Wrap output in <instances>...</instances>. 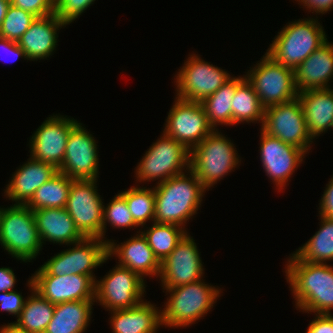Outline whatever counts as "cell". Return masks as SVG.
Here are the masks:
<instances>
[{"label":"cell","instance_id":"cell-2","mask_svg":"<svg viewBox=\"0 0 333 333\" xmlns=\"http://www.w3.org/2000/svg\"><path fill=\"white\" fill-rule=\"evenodd\" d=\"M184 171L187 174L173 176L154 187L155 223L175 224L185 228L187 221L201 207L206 189L191 169Z\"/></svg>","mask_w":333,"mask_h":333},{"label":"cell","instance_id":"cell-27","mask_svg":"<svg viewBox=\"0 0 333 333\" xmlns=\"http://www.w3.org/2000/svg\"><path fill=\"white\" fill-rule=\"evenodd\" d=\"M95 300L55 304L53 317L44 333H83L90 324Z\"/></svg>","mask_w":333,"mask_h":333},{"label":"cell","instance_id":"cell-16","mask_svg":"<svg viewBox=\"0 0 333 333\" xmlns=\"http://www.w3.org/2000/svg\"><path fill=\"white\" fill-rule=\"evenodd\" d=\"M95 138L81 123L70 131L59 172L72 180H98L99 158Z\"/></svg>","mask_w":333,"mask_h":333},{"label":"cell","instance_id":"cell-45","mask_svg":"<svg viewBox=\"0 0 333 333\" xmlns=\"http://www.w3.org/2000/svg\"><path fill=\"white\" fill-rule=\"evenodd\" d=\"M0 333H27L21 328H19L14 322L8 323L7 325H2L0 327Z\"/></svg>","mask_w":333,"mask_h":333},{"label":"cell","instance_id":"cell-24","mask_svg":"<svg viewBox=\"0 0 333 333\" xmlns=\"http://www.w3.org/2000/svg\"><path fill=\"white\" fill-rule=\"evenodd\" d=\"M42 245L44 241L73 245L85 237L76 228L66 208H45L33 211Z\"/></svg>","mask_w":333,"mask_h":333},{"label":"cell","instance_id":"cell-30","mask_svg":"<svg viewBox=\"0 0 333 333\" xmlns=\"http://www.w3.org/2000/svg\"><path fill=\"white\" fill-rule=\"evenodd\" d=\"M231 105L232 125L244 122L249 124L255 121L257 123L258 121L262 128L265 108L246 77L237 85Z\"/></svg>","mask_w":333,"mask_h":333},{"label":"cell","instance_id":"cell-1","mask_svg":"<svg viewBox=\"0 0 333 333\" xmlns=\"http://www.w3.org/2000/svg\"><path fill=\"white\" fill-rule=\"evenodd\" d=\"M296 308L302 312L331 314L333 310V266L300 261L292 254L285 266Z\"/></svg>","mask_w":333,"mask_h":333},{"label":"cell","instance_id":"cell-37","mask_svg":"<svg viewBox=\"0 0 333 333\" xmlns=\"http://www.w3.org/2000/svg\"><path fill=\"white\" fill-rule=\"evenodd\" d=\"M95 0H54V13L65 25L78 18Z\"/></svg>","mask_w":333,"mask_h":333},{"label":"cell","instance_id":"cell-12","mask_svg":"<svg viewBox=\"0 0 333 333\" xmlns=\"http://www.w3.org/2000/svg\"><path fill=\"white\" fill-rule=\"evenodd\" d=\"M73 245L72 248L52 256L41 267L49 275H85L90 276L95 281L93 269L109 259L107 242L101 238H84Z\"/></svg>","mask_w":333,"mask_h":333},{"label":"cell","instance_id":"cell-46","mask_svg":"<svg viewBox=\"0 0 333 333\" xmlns=\"http://www.w3.org/2000/svg\"><path fill=\"white\" fill-rule=\"evenodd\" d=\"M9 5H10L9 0H0V28H1L3 19L6 15Z\"/></svg>","mask_w":333,"mask_h":333},{"label":"cell","instance_id":"cell-31","mask_svg":"<svg viewBox=\"0 0 333 333\" xmlns=\"http://www.w3.org/2000/svg\"><path fill=\"white\" fill-rule=\"evenodd\" d=\"M320 229L295 253L300 261L326 263L333 261V218L323 217Z\"/></svg>","mask_w":333,"mask_h":333},{"label":"cell","instance_id":"cell-25","mask_svg":"<svg viewBox=\"0 0 333 333\" xmlns=\"http://www.w3.org/2000/svg\"><path fill=\"white\" fill-rule=\"evenodd\" d=\"M308 132L313 141L333 127V89H311L298 93Z\"/></svg>","mask_w":333,"mask_h":333},{"label":"cell","instance_id":"cell-40","mask_svg":"<svg viewBox=\"0 0 333 333\" xmlns=\"http://www.w3.org/2000/svg\"><path fill=\"white\" fill-rule=\"evenodd\" d=\"M316 317L309 324L306 333H333V315L315 314Z\"/></svg>","mask_w":333,"mask_h":333},{"label":"cell","instance_id":"cell-38","mask_svg":"<svg viewBox=\"0 0 333 333\" xmlns=\"http://www.w3.org/2000/svg\"><path fill=\"white\" fill-rule=\"evenodd\" d=\"M10 4L36 17L54 14V0H11Z\"/></svg>","mask_w":333,"mask_h":333},{"label":"cell","instance_id":"cell-20","mask_svg":"<svg viewBox=\"0 0 333 333\" xmlns=\"http://www.w3.org/2000/svg\"><path fill=\"white\" fill-rule=\"evenodd\" d=\"M129 240L116 244L114 240H108L107 255L118 257V265L127 267L137 273L142 279L145 276L160 275L161 263L155 257L153 250L149 247L143 234L137 231Z\"/></svg>","mask_w":333,"mask_h":333},{"label":"cell","instance_id":"cell-32","mask_svg":"<svg viewBox=\"0 0 333 333\" xmlns=\"http://www.w3.org/2000/svg\"><path fill=\"white\" fill-rule=\"evenodd\" d=\"M72 181L67 175L58 171L35 191L25 205L32 211L45 208H65Z\"/></svg>","mask_w":333,"mask_h":333},{"label":"cell","instance_id":"cell-19","mask_svg":"<svg viewBox=\"0 0 333 333\" xmlns=\"http://www.w3.org/2000/svg\"><path fill=\"white\" fill-rule=\"evenodd\" d=\"M34 289L52 304L95 299V281L85 275H49L42 267L31 276Z\"/></svg>","mask_w":333,"mask_h":333},{"label":"cell","instance_id":"cell-39","mask_svg":"<svg viewBox=\"0 0 333 333\" xmlns=\"http://www.w3.org/2000/svg\"><path fill=\"white\" fill-rule=\"evenodd\" d=\"M25 301L26 299L24 300L23 296L15 290L1 292L0 309L14 316L17 315L16 318H18Z\"/></svg>","mask_w":333,"mask_h":333},{"label":"cell","instance_id":"cell-3","mask_svg":"<svg viewBox=\"0 0 333 333\" xmlns=\"http://www.w3.org/2000/svg\"><path fill=\"white\" fill-rule=\"evenodd\" d=\"M166 290L170 294L161 310L162 326L188 327L201 319L214 307L221 289L199 281Z\"/></svg>","mask_w":333,"mask_h":333},{"label":"cell","instance_id":"cell-29","mask_svg":"<svg viewBox=\"0 0 333 333\" xmlns=\"http://www.w3.org/2000/svg\"><path fill=\"white\" fill-rule=\"evenodd\" d=\"M244 78L245 75H243V77H232L214 94H211L201 102L205 110L208 123L213 129H218L217 125H232L231 101L233 100L237 85Z\"/></svg>","mask_w":333,"mask_h":333},{"label":"cell","instance_id":"cell-8","mask_svg":"<svg viewBox=\"0 0 333 333\" xmlns=\"http://www.w3.org/2000/svg\"><path fill=\"white\" fill-rule=\"evenodd\" d=\"M137 181L164 182L190 169V151L164 133L154 142L135 167Z\"/></svg>","mask_w":333,"mask_h":333},{"label":"cell","instance_id":"cell-18","mask_svg":"<svg viewBox=\"0 0 333 333\" xmlns=\"http://www.w3.org/2000/svg\"><path fill=\"white\" fill-rule=\"evenodd\" d=\"M260 130V161L266 175L276 185L277 190L281 191L304 160L306 153Z\"/></svg>","mask_w":333,"mask_h":333},{"label":"cell","instance_id":"cell-17","mask_svg":"<svg viewBox=\"0 0 333 333\" xmlns=\"http://www.w3.org/2000/svg\"><path fill=\"white\" fill-rule=\"evenodd\" d=\"M195 240L187 233L162 261L159 278L163 289L199 281L204 268Z\"/></svg>","mask_w":333,"mask_h":333},{"label":"cell","instance_id":"cell-43","mask_svg":"<svg viewBox=\"0 0 333 333\" xmlns=\"http://www.w3.org/2000/svg\"><path fill=\"white\" fill-rule=\"evenodd\" d=\"M307 10L315 14H325L333 8V0H297Z\"/></svg>","mask_w":333,"mask_h":333},{"label":"cell","instance_id":"cell-4","mask_svg":"<svg viewBox=\"0 0 333 333\" xmlns=\"http://www.w3.org/2000/svg\"><path fill=\"white\" fill-rule=\"evenodd\" d=\"M326 37L317 18L291 21L278 32L266 53L276 62L295 70L327 41Z\"/></svg>","mask_w":333,"mask_h":333},{"label":"cell","instance_id":"cell-42","mask_svg":"<svg viewBox=\"0 0 333 333\" xmlns=\"http://www.w3.org/2000/svg\"><path fill=\"white\" fill-rule=\"evenodd\" d=\"M0 59L3 60L1 57L2 53H5V55L8 57H13L15 59L17 58H25V60L27 59L24 50L18 45V43L16 41H12V40H8L6 38H2L0 37ZM5 57V56H4ZM8 57V58H9ZM13 61H15L13 59Z\"/></svg>","mask_w":333,"mask_h":333},{"label":"cell","instance_id":"cell-34","mask_svg":"<svg viewBox=\"0 0 333 333\" xmlns=\"http://www.w3.org/2000/svg\"><path fill=\"white\" fill-rule=\"evenodd\" d=\"M126 199L128 209L134 222L138 226H144L149 220L154 222L155 215V191L154 188L133 186L120 192Z\"/></svg>","mask_w":333,"mask_h":333},{"label":"cell","instance_id":"cell-41","mask_svg":"<svg viewBox=\"0 0 333 333\" xmlns=\"http://www.w3.org/2000/svg\"><path fill=\"white\" fill-rule=\"evenodd\" d=\"M326 186L319 203V214L323 217L333 218V176Z\"/></svg>","mask_w":333,"mask_h":333},{"label":"cell","instance_id":"cell-44","mask_svg":"<svg viewBox=\"0 0 333 333\" xmlns=\"http://www.w3.org/2000/svg\"><path fill=\"white\" fill-rule=\"evenodd\" d=\"M16 277L13 270L9 267L0 268V292L14 290Z\"/></svg>","mask_w":333,"mask_h":333},{"label":"cell","instance_id":"cell-28","mask_svg":"<svg viewBox=\"0 0 333 333\" xmlns=\"http://www.w3.org/2000/svg\"><path fill=\"white\" fill-rule=\"evenodd\" d=\"M30 278L27 282L32 295L26 299L21 314L14 323L27 333H44L53 317L55 304L34 289L33 279Z\"/></svg>","mask_w":333,"mask_h":333},{"label":"cell","instance_id":"cell-33","mask_svg":"<svg viewBox=\"0 0 333 333\" xmlns=\"http://www.w3.org/2000/svg\"><path fill=\"white\" fill-rule=\"evenodd\" d=\"M147 230L140 231L160 263L175 249V246L188 233L175 224L155 223Z\"/></svg>","mask_w":333,"mask_h":333},{"label":"cell","instance_id":"cell-14","mask_svg":"<svg viewBox=\"0 0 333 333\" xmlns=\"http://www.w3.org/2000/svg\"><path fill=\"white\" fill-rule=\"evenodd\" d=\"M163 133L181 143L189 151L214 129L210 126L200 102L175 98L168 113Z\"/></svg>","mask_w":333,"mask_h":333},{"label":"cell","instance_id":"cell-9","mask_svg":"<svg viewBox=\"0 0 333 333\" xmlns=\"http://www.w3.org/2000/svg\"><path fill=\"white\" fill-rule=\"evenodd\" d=\"M176 97L193 102H202L214 94L223 84L233 76L217 66L206 62L196 54L188 57L184 65L177 72Z\"/></svg>","mask_w":333,"mask_h":333},{"label":"cell","instance_id":"cell-36","mask_svg":"<svg viewBox=\"0 0 333 333\" xmlns=\"http://www.w3.org/2000/svg\"><path fill=\"white\" fill-rule=\"evenodd\" d=\"M36 18L32 13L10 4L0 28V37L18 42Z\"/></svg>","mask_w":333,"mask_h":333},{"label":"cell","instance_id":"cell-5","mask_svg":"<svg viewBox=\"0 0 333 333\" xmlns=\"http://www.w3.org/2000/svg\"><path fill=\"white\" fill-rule=\"evenodd\" d=\"M0 244L12 257L23 262L36 259L42 242L33 211L26 205L1 208Z\"/></svg>","mask_w":333,"mask_h":333},{"label":"cell","instance_id":"cell-26","mask_svg":"<svg viewBox=\"0 0 333 333\" xmlns=\"http://www.w3.org/2000/svg\"><path fill=\"white\" fill-rule=\"evenodd\" d=\"M151 302L143 301L139 305L112 310L110 323L113 333H156L162 326L161 310Z\"/></svg>","mask_w":333,"mask_h":333},{"label":"cell","instance_id":"cell-7","mask_svg":"<svg viewBox=\"0 0 333 333\" xmlns=\"http://www.w3.org/2000/svg\"><path fill=\"white\" fill-rule=\"evenodd\" d=\"M246 73L245 77L252 84L265 109L298 97L294 69L276 62L267 53Z\"/></svg>","mask_w":333,"mask_h":333},{"label":"cell","instance_id":"cell-11","mask_svg":"<svg viewBox=\"0 0 333 333\" xmlns=\"http://www.w3.org/2000/svg\"><path fill=\"white\" fill-rule=\"evenodd\" d=\"M261 129L286 144L302 149L306 154L313 143L298 97L287 103L267 107Z\"/></svg>","mask_w":333,"mask_h":333},{"label":"cell","instance_id":"cell-10","mask_svg":"<svg viewBox=\"0 0 333 333\" xmlns=\"http://www.w3.org/2000/svg\"><path fill=\"white\" fill-rule=\"evenodd\" d=\"M145 281L127 267L116 265L101 280H95V302L109 311L127 309L144 300Z\"/></svg>","mask_w":333,"mask_h":333},{"label":"cell","instance_id":"cell-21","mask_svg":"<svg viewBox=\"0 0 333 333\" xmlns=\"http://www.w3.org/2000/svg\"><path fill=\"white\" fill-rule=\"evenodd\" d=\"M63 26L66 27L55 13L37 17L17 42L24 50L27 60L38 61L49 58L58 45L57 31Z\"/></svg>","mask_w":333,"mask_h":333},{"label":"cell","instance_id":"cell-15","mask_svg":"<svg viewBox=\"0 0 333 333\" xmlns=\"http://www.w3.org/2000/svg\"><path fill=\"white\" fill-rule=\"evenodd\" d=\"M78 123L74 118L62 115L48 117L30 139V157L53 165L58 170L64 160L71 129Z\"/></svg>","mask_w":333,"mask_h":333},{"label":"cell","instance_id":"cell-35","mask_svg":"<svg viewBox=\"0 0 333 333\" xmlns=\"http://www.w3.org/2000/svg\"><path fill=\"white\" fill-rule=\"evenodd\" d=\"M107 223L116 229L138 227L128 209L126 199L120 193L115 195L107 206H103L102 240L108 243V239L104 240Z\"/></svg>","mask_w":333,"mask_h":333},{"label":"cell","instance_id":"cell-22","mask_svg":"<svg viewBox=\"0 0 333 333\" xmlns=\"http://www.w3.org/2000/svg\"><path fill=\"white\" fill-rule=\"evenodd\" d=\"M57 172L58 169L53 165L29 157L27 162L12 174L11 181L6 185L5 197L15 201V204L25 205L35 191Z\"/></svg>","mask_w":333,"mask_h":333},{"label":"cell","instance_id":"cell-6","mask_svg":"<svg viewBox=\"0 0 333 333\" xmlns=\"http://www.w3.org/2000/svg\"><path fill=\"white\" fill-rule=\"evenodd\" d=\"M214 129L190 151V169L208 190L240 164L234 144Z\"/></svg>","mask_w":333,"mask_h":333},{"label":"cell","instance_id":"cell-13","mask_svg":"<svg viewBox=\"0 0 333 333\" xmlns=\"http://www.w3.org/2000/svg\"><path fill=\"white\" fill-rule=\"evenodd\" d=\"M96 183L97 180H73L65 208L85 238L102 239L104 203Z\"/></svg>","mask_w":333,"mask_h":333},{"label":"cell","instance_id":"cell-23","mask_svg":"<svg viewBox=\"0 0 333 333\" xmlns=\"http://www.w3.org/2000/svg\"><path fill=\"white\" fill-rule=\"evenodd\" d=\"M295 87L301 93L329 88L333 78V43L328 40L305 59L295 70Z\"/></svg>","mask_w":333,"mask_h":333}]
</instances>
